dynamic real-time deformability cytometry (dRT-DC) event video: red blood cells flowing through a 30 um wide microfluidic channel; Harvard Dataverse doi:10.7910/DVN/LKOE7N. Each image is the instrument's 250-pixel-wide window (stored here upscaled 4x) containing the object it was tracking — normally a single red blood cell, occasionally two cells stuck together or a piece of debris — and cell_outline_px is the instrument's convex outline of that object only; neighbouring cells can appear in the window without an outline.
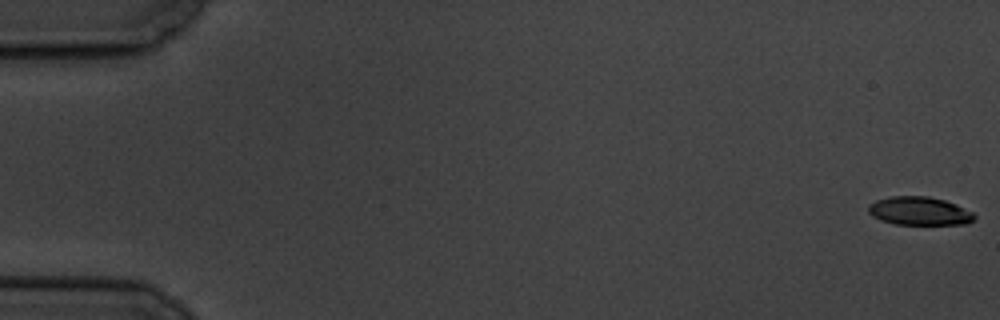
{"species": "common noctule bat (a hibernating species)", "species_latin": "Nyctalus noctula", "temperature_condition": "cold", "stored_images_in_passage": 5, "camera_frame_rate_fps": 3000, "um_per_image_px": 0.085, "animal": {"sex": "male", "body_mass_g": 19.5, "forearm_length_mm": 54.6}, "frame": {"image": 1, "passage_image": 1, "time_ms": 0.0, "image_size_px": [1000, 320], "cell_outline_px": [[976, 216], [968, 224], [896, 224], [880, 220], [872, 216], [868, 212], [868, 204], [876, 200], [892, 196], [928, 196], [944, 200], [956, 204], [972, 212]], "centroid_in_image_um": [78.12, 17.93], "position_along_channel_um": 6.9, "area_um2": 17.51}}
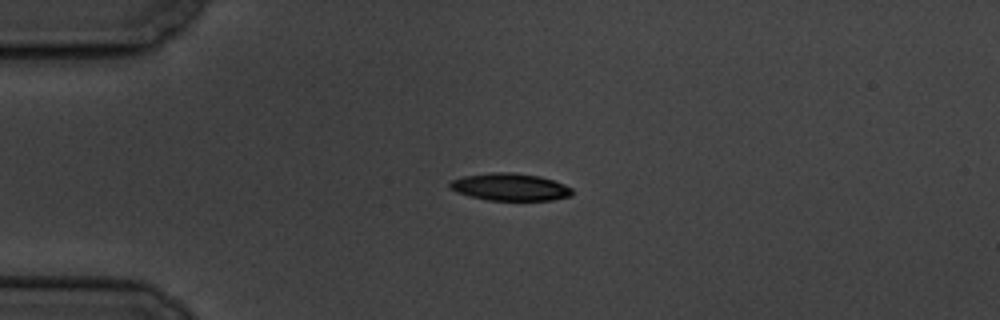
{"frame": {"image": 2, "passage_image": 5, "time_ms": 4.667, "image_size_px": [1000, 320], "cell_outline_px": [[572, 196], [552, 200], [488, 200], [456, 192], [448, 184], [452, 180], [464, 176], [492, 172], [512, 172], [540, 176], [564, 184], [572, 188]], "centroid_in_image_um": [43.38, 15.89], "position_along_channel_um": 41.6, "area_um2": 19.36}}